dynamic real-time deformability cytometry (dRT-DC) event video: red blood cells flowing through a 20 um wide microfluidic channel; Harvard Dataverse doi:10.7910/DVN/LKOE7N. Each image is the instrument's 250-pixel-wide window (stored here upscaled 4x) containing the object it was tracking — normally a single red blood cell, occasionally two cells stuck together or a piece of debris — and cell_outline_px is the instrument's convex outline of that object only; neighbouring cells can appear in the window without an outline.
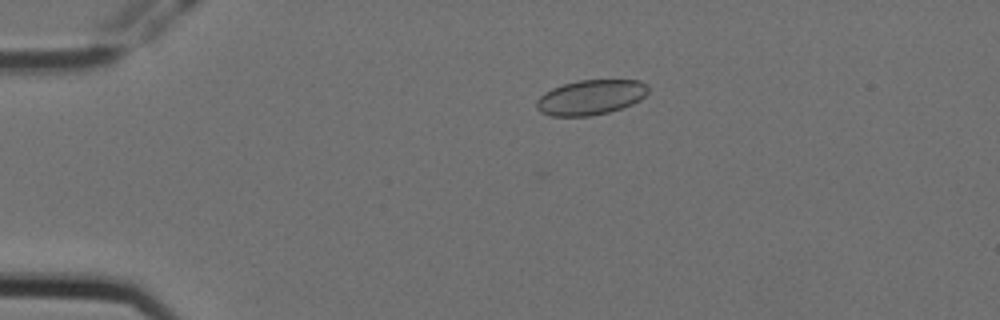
{"species": "Egyptian fruit bat (a non-hibernating species)", "species_latin": "Rousettus aegyptiacus", "temperature_condition": "cold", "stored_images_in_passage": 8, "camera_frame_rate_fps": 3000, "um_per_image_px": 0.085, "animal": {"sex": "female"}, "frame": {"image": 1, "passage_image": 4, "time_ms": 1.0, "image_size_px": [1000, 320], "cell_outline_px": [[648, 92], [640, 100], [632, 104], [608, 112], [592, 116], [552, 116], [540, 112], [536, 108], [536, 100], [544, 92], [552, 88], [564, 84], [580, 80], [640, 80], [648, 84]], "centroid_in_image_um": [50.2, 8.27], "position_along_channel_um": 34.8, "area_um2": 22.83}}
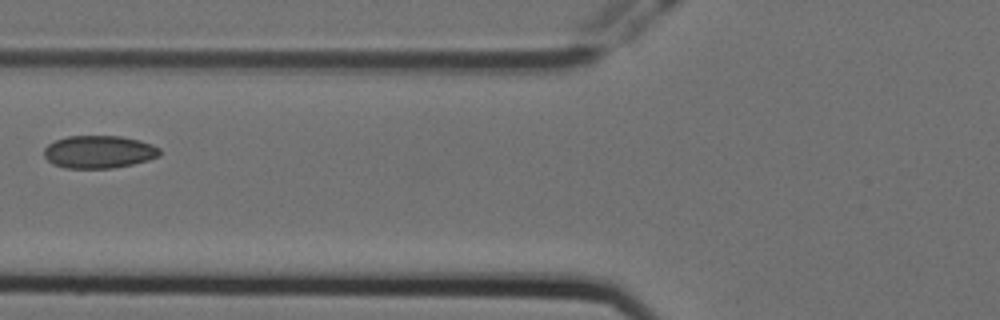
{"frame": {"image": 2, "passage_image": 7, "time_ms": 2.0, "image_size_px": [1000, 320], "cell_outline_px": [[160, 156], [148, 160], [132, 164], [112, 168], [64, 168], [52, 164], [44, 156], [44, 148], [48, 144], [56, 140], [68, 136], [120, 136], [140, 140], [152, 144], [160, 148]], "centroid_in_image_um": [8.41, 12.91], "position_along_channel_um": 117.4, "area_um2": 22.14}}
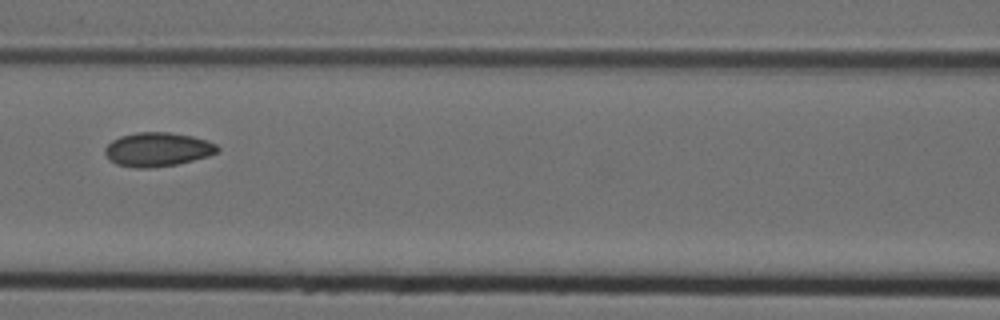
{"frame": {"image": 3, "passage_image": 8, "time_ms": 2.333, "image_size_px": [1000, 320], "cell_outline_px": [[220, 148], [216, 152], [208, 156], [176, 164], [152, 168], [136, 168], [116, 164], [108, 160], [104, 152], [104, 148], [112, 140], [120, 136], [136, 132], [168, 132], [192, 136], [208, 140], [216, 144]], "centroid_in_image_um": [13.36, 12.7], "position_along_channel_um": 153.2, "area_um2": 22.37}}